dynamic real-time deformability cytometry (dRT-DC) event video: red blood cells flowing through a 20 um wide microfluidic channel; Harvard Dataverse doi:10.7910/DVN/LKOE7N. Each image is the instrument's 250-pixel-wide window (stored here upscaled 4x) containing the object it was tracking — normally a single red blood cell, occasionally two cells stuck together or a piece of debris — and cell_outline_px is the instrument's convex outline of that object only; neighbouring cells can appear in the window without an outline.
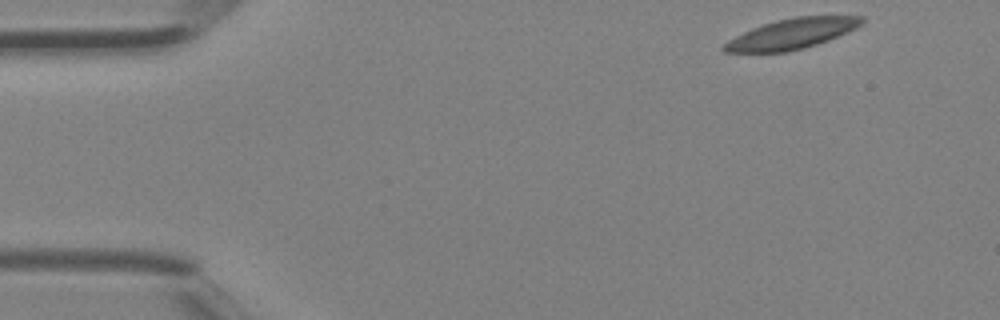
{"species": "Egyptian fruit bat (a non-hibernating species)", "species_latin": "Rousettus aegyptiacus", "temperature_condition": "room temperature", "stored_images_in_passage": 40, "camera_frame_rate_fps": 3000, "um_per_image_px": 0.085, "animal": {"sex": "female"}, "frame": {"image": 1, "passage_image": 1, "time_ms": 0.0, "image_size_px": [1000, 320], "cell_outline_px": [[864, 20], [856, 28], [848, 32], [828, 40], [804, 48], [788, 52], [724, 52], [720, 48], [728, 40], [752, 28], [776, 20], [796, 16], [864, 16]], "centroid_in_image_um": [67.29, 2.87], "position_along_channel_um": 17.7, "area_um2": 24.16}}
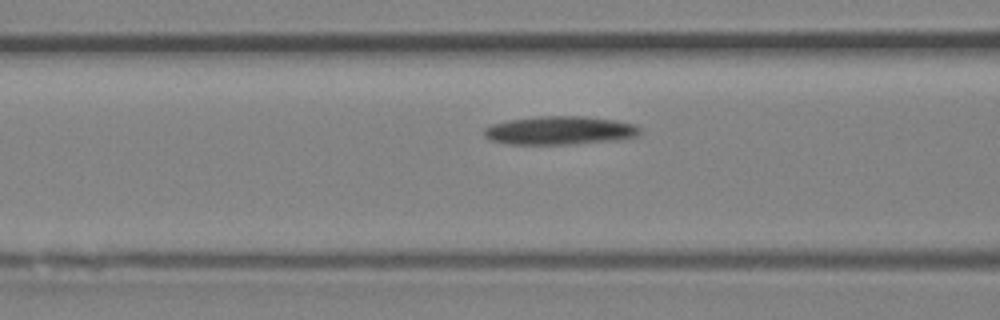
{"frame": {"image": 2, "passage_image": 14, "time_ms": 4.333, "image_size_px": [1000, 320], "cell_outline_px": [[640, 132], [636, 136], [624, 140], [572, 144], [508, 144], [488, 140], [484, 136], [484, 128], [492, 124], [508, 120], [540, 116], [580, 116], [616, 120], [636, 124], [640, 128]], "centroid_in_image_um": [47.6, 11.1], "position_along_channel_um": 119.0, "area_um2": 26.13}}
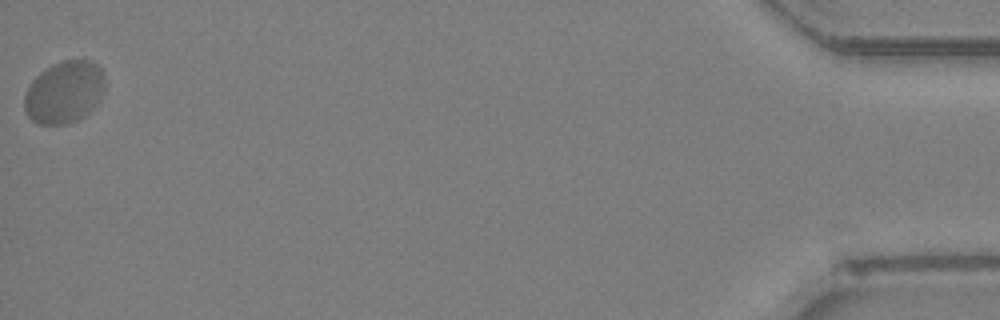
{"frame": {"image": 3, "passage_image": 40, "time_ms": 13.0, "image_size_px": [1000, 320], "cell_outline_px": [[104, 88], [96, 104], [88, 112], [76, 120], [64, 124], [40, 124], [32, 120], [28, 116], [24, 108], [24, 96], [32, 80], [40, 72], [52, 64], [64, 60], [92, 60], [104, 72]], "centroid_in_image_um": [5.45, 7.81], "position_along_channel_um": 429.7, "area_um2": 29.02}}